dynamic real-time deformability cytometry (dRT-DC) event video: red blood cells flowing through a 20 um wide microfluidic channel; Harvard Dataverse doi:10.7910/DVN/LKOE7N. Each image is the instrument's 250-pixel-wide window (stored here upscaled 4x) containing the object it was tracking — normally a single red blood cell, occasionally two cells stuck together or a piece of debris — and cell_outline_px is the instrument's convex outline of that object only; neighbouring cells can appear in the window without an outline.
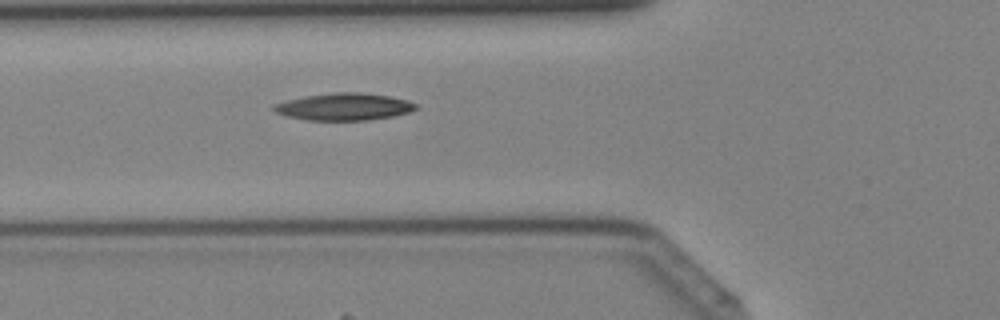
{"species": "Egyptian fruit bat (a non-hibernating species)", "species_latin": "Rousettus aegyptiacus", "temperature_condition": "cold", "stored_images_in_passage": 30, "camera_frame_rate_fps": 3000, "um_per_image_px": 0.085, "animal": {"sex": "female"}, "frame": {"image": 1, "passage_image": 16, "time_ms": 5.0, "image_size_px": [1000, 320], "cell_outline_px": [[420, 108], [408, 112], [392, 116], [368, 120], [308, 120], [288, 116], [276, 112], [272, 108], [276, 104], [288, 100], [304, 96], [336, 92], [360, 92], [388, 96], [408, 100], [416, 104]], "centroid_in_image_um": [29.28, 9.07], "position_along_channel_um": 96.5, "area_um2": 22.25}}
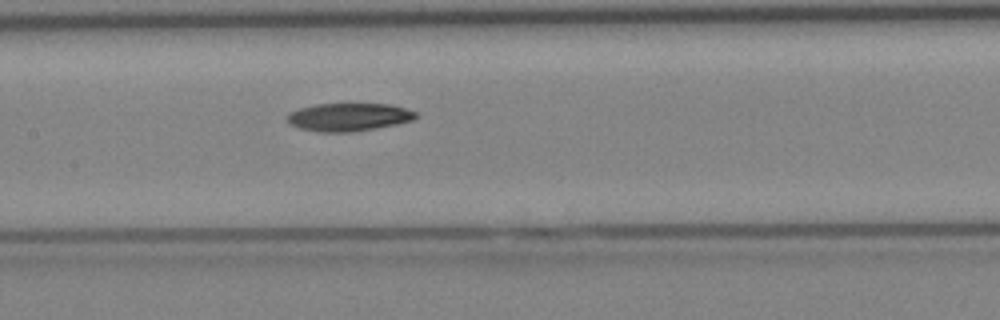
{"frame": {"image": 2, "passage_image": 21, "time_ms": 6.667, "image_size_px": [1000, 320], "cell_outline_px": [[420, 116], [412, 120], [396, 124], [376, 128], [352, 132], [320, 132], [300, 128], [292, 124], [284, 116], [288, 112], [300, 108], [316, 104], [392, 104], [416, 112]], "centroid_in_image_um": [29.64, 9.94], "position_along_channel_um": 177.8, "area_um2": 20.98}}
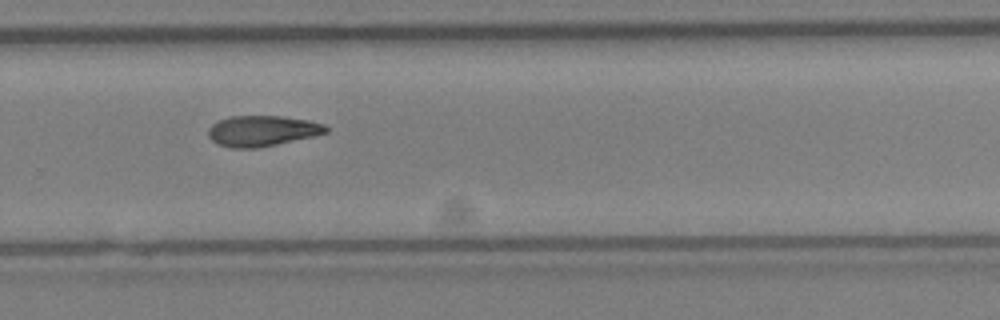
{"frame": {"image": 3, "passage_image": 29, "time_ms": 9.333, "image_size_px": [1000, 320], "cell_outline_px": [[328, 132], [312, 136], [276, 144], [256, 148], [232, 148], [216, 144], [208, 136], [208, 128], [212, 124], [228, 116], [284, 116], [308, 120], [324, 124], [328, 128]], "centroid_in_image_um": [22.25, 11.12], "position_along_channel_um": 307.5, "area_um2": 20.98}}